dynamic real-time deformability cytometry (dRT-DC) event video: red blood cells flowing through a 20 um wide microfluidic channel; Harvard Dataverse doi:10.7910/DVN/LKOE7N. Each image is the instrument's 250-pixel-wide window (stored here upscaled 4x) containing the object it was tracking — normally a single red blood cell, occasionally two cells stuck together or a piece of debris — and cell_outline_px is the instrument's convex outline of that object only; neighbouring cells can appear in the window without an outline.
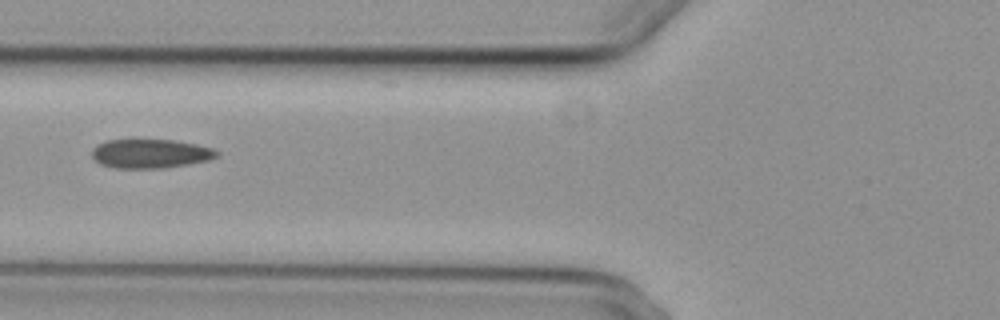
{"species": "common noctule bat (a hibernating species)", "species_latin": "Nyctalus noctula", "temperature_condition": "cold", "stored_images_in_passage": 6, "camera_frame_rate_fps": 3000, "um_per_image_px": 0.085, "animal": {"sex": "female", "body_mass_g": 29.2, "forearm_length_mm": 56.3}, "frame": {"image": 1, "passage_image": 6, "time_ms": 6.667, "image_size_px": [1000, 320], "cell_outline_px": [[220, 156], [208, 160], [188, 164], [164, 168], [116, 168], [100, 164], [92, 156], [92, 148], [96, 144], [108, 140], [132, 136], [176, 140], [196, 144], [212, 148], [220, 152]], "centroid_in_image_um": [12.76, 13.0], "position_along_channel_um": 113.0, "area_um2": 22.2}}